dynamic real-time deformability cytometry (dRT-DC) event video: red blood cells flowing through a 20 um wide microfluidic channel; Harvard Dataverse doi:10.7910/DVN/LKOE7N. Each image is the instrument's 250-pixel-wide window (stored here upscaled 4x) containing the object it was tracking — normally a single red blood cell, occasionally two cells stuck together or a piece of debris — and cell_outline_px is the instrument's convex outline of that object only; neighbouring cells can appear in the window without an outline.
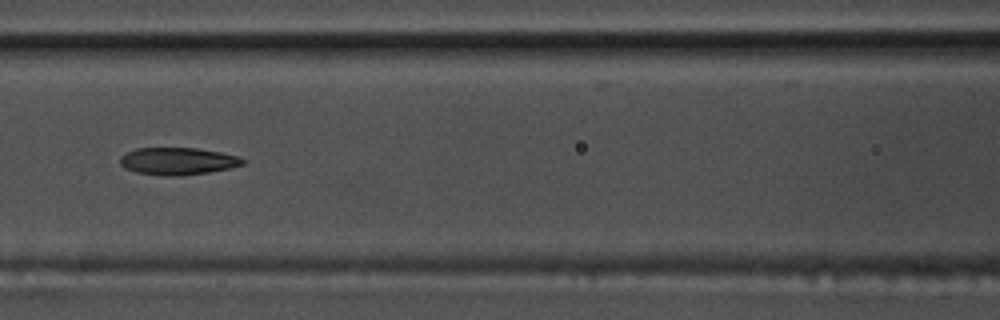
{"species": "common noctule bat (a hibernating species)", "species_latin": "Nyctalus noctula", "temperature_condition": "warm", "stored_images_in_passage": 57, "camera_frame_rate_fps": 3000, "um_per_image_px": 0.085, "animal": {"sex": "male", "body_mass_g": 17.5, "forearm_length_mm": 52.3}, "frame": {"image": 1, "passage_image": 26, "time_ms": 8.333, "image_size_px": [1000, 320], "cell_outline_px": [[244, 164], [228, 168], [208, 172], [180, 176], [168, 176], [136, 172], [124, 168], [120, 164], [120, 156], [136, 148], [196, 148], [220, 152], [236, 156], [244, 160]], "centroid_in_image_um": [15.07, 13.7], "position_along_channel_um": 151.5, "area_um2": 19.31}}
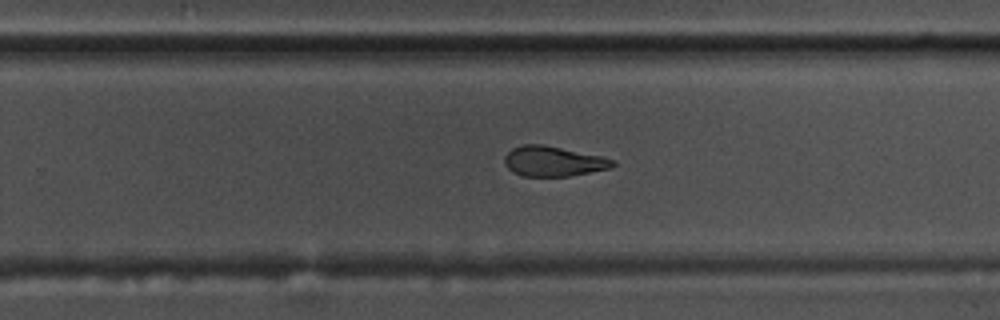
{"frame": {"image": 2, "passage_image": 37, "time_ms": 12.0, "image_size_px": [1000, 320], "cell_outline_px": [[616, 164], [612, 168], [568, 176], [520, 176], [512, 172], [504, 164], [504, 156], [512, 148], [520, 144], [540, 144], [600, 156], [616, 160]], "centroid_in_image_um": [47.0, 13.71], "position_along_channel_um": 282.8, "area_um2": 18.96}}
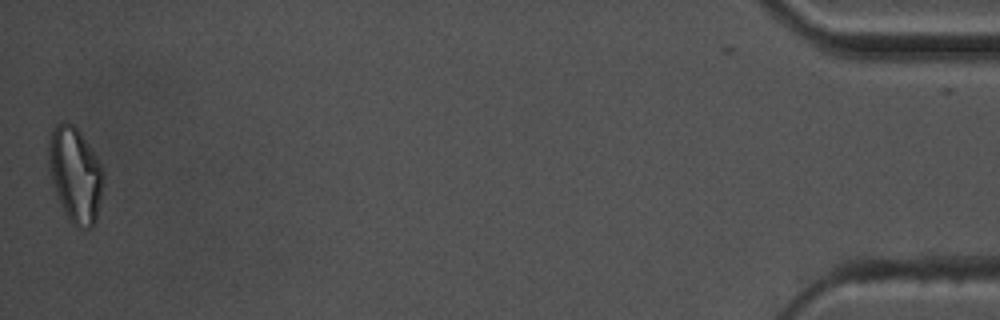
{"frame": {"image": 3, "passage_image": 57, "time_ms": 18.667, "image_size_px": [1000, 320], "cell_outline_px": [[100, 196], [96, 220], [92, 228], [84, 232], [76, 228], [68, 220], [56, 192], [48, 164], [48, 140], [52, 128], [56, 124], [72, 124], [80, 132], [88, 144], [100, 164]], "centroid_in_image_um": [6.35, 14.9], "position_along_channel_um": 428.8, "area_um2": 29.59}, "authors_computed_cell_mechanics": {"area_um2": 20.1722, "velocity_mm_per_s": 3.5971, "shape_relaxation_time_tau1_ms": 6.7826, "shape_relaxation_time_tau2_ms": 2.1584, "deformation_change_tau1": 0.2016, "deformation_change_tau2": 0.0957}}